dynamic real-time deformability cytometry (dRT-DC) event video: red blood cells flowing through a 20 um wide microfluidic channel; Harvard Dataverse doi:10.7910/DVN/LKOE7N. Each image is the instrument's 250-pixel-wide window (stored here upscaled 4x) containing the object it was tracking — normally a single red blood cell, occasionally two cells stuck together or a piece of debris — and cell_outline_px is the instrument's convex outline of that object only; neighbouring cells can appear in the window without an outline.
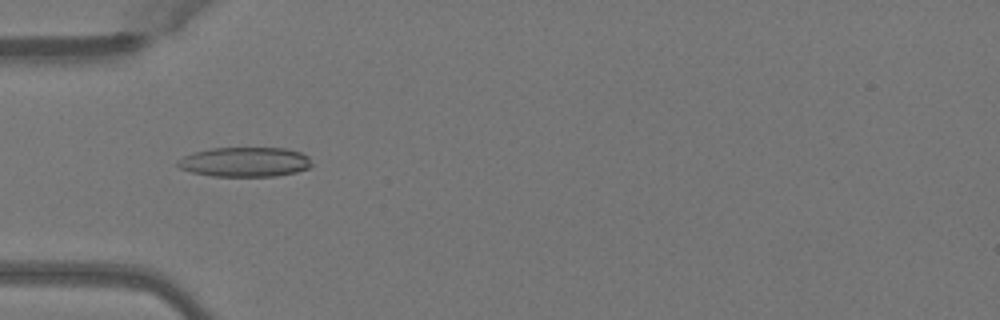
{"species": "Egyptian fruit bat (a non-hibernating species)", "species_latin": "Rousettus aegyptiacus", "temperature_condition": "warm", "stored_images_in_passage": 36, "camera_frame_rate_fps": 3000, "um_per_image_px": 0.085, "animal": {"sex": "female"}, "frame": {"image": 1, "passage_image": 2, "time_ms": 0.333, "image_size_px": [1000, 320], "cell_outline_px": [[312, 164], [308, 168], [296, 172], [276, 176], [212, 176], [192, 172], [180, 168], [176, 164], [176, 160], [192, 152], [212, 148], [284, 148], [300, 152], [308, 156]], "centroid_in_image_um": [20.79, 13.76], "position_along_channel_um": 64.2, "area_um2": 23.18}}
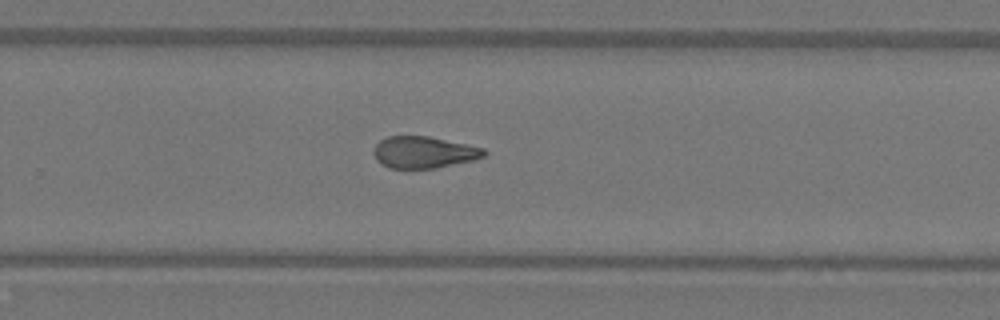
{"frame": {"image": 2, "passage_image": 19, "time_ms": 6.0, "image_size_px": [1000, 320], "cell_outline_px": [[488, 152], [484, 156], [476, 160], [432, 168], [388, 168], [380, 164], [376, 160], [372, 152], [376, 144], [380, 140], [388, 136], [428, 136], [484, 148]], "centroid_in_image_um": [36.0, 12.94], "position_along_channel_um": 293.8, "area_um2": 20.46}}
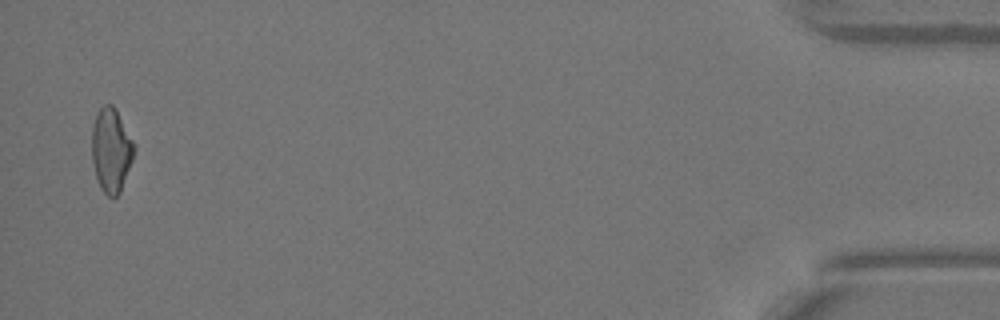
{"frame": {"image": 3, "passage_image": 35, "time_ms": 11.333, "image_size_px": [1000, 320], "cell_outline_px": [[136, 148], [132, 160], [120, 192], [112, 200], [100, 188], [96, 176], [92, 160], [92, 128], [96, 112], [104, 104], [112, 104], [116, 108], [136, 144]], "centroid_in_image_um": [9.46, 12.73], "position_along_channel_um": 425.7, "area_um2": 20.98}, "authors_computed_cell_mechanics": {"area_um2": 20.9814, "velocity_mm_per_s": 4.0809, "shape_relaxation_time_tau1_ms": null, "shape_relaxation_time_tau2_ms": 3.0217, "deformation_change_tau1": null, "deformation_change_tau2": 0.1078}}